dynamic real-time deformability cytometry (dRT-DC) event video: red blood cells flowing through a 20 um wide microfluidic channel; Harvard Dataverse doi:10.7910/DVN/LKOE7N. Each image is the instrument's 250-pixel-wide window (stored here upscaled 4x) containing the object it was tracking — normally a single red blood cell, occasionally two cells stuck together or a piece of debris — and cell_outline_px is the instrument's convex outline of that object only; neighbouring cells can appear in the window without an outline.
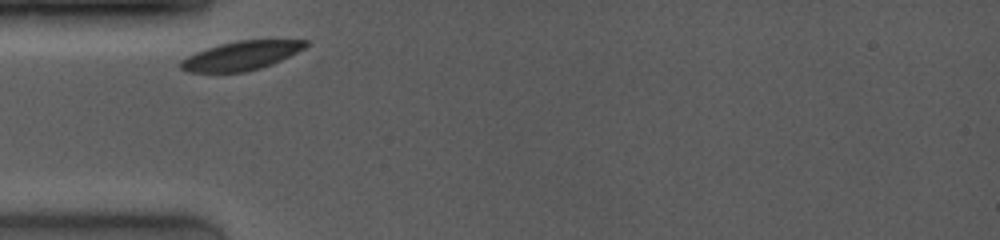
{"species": "common noctule bat (a hibernating species)", "species_latin": "Nyctalus noctula", "temperature_condition": "room temperature", "stored_images_in_passage": 26, "camera_frame_rate_fps": 4000, "um_per_image_px": 0.085, "animal": {"sex": "female", "body_mass_g": 19.0, "forearm_length_mm": 53.3}, "frame": {"image": 1, "passage_image": 1, "time_ms": 0.0, "image_size_px": [1000, 240], "cell_outline_px": [[308, 44], [304, 48], [272, 64], [260, 68], [244, 72], [188, 72], [180, 68], [180, 60], [196, 52], [220, 44], [240, 40], [308, 40]], "centroid_in_image_um": [20.48, 4.73], "position_along_channel_um": 64.5, "area_um2": 20.75}}
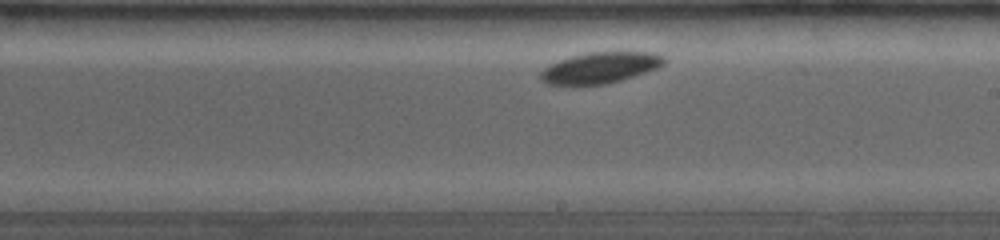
{"frame": {"image": 2, "passage_image": 14, "time_ms": 4.75, "image_size_px": [1000, 240], "cell_outline_px": [[668, 60], [664, 64], [656, 68], [620, 80], [604, 84], [576, 88], [572, 88], [544, 84], [540, 80], [540, 72], [544, 68], [560, 60], [572, 56], [588, 52], [652, 52], [664, 56]], "centroid_in_image_um": [50.93, 5.8], "position_along_channel_um": 238.1, "area_um2": 22.95}}
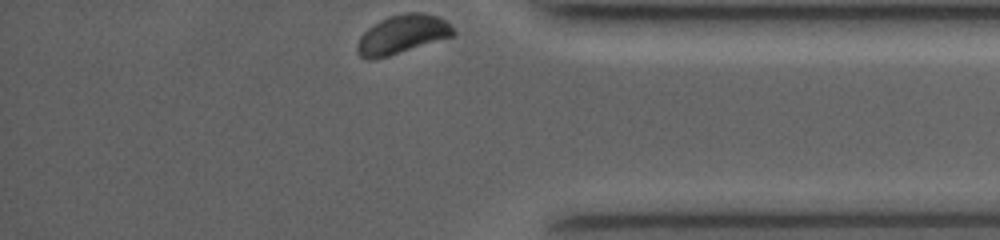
{"frame": {"image": 3, "passage_image": 26, "time_ms": 9.25, "image_size_px": [1000, 240], "cell_outline_px": [[456, 32], [452, 36], [388, 56], [372, 60], [368, 60], [360, 56], [356, 48], [356, 44], [360, 36], [368, 28], [380, 20], [388, 16], [408, 12], [424, 12], [436, 16], [444, 20]], "centroid_in_image_um": [34.14, 2.92], "position_along_channel_um": 401.1, "area_um2": 21.5}, "authors_computed_cell_mechanics": {"area_um2": 22.1952, "velocity_mm_per_s": 3.6959, "shape_relaxation_time_tau1_ms": 0.5925, "shape_relaxation_time_tau2_ms": null, "deformation_change_tau1": 0.0436, "deformation_change_tau2": null}}